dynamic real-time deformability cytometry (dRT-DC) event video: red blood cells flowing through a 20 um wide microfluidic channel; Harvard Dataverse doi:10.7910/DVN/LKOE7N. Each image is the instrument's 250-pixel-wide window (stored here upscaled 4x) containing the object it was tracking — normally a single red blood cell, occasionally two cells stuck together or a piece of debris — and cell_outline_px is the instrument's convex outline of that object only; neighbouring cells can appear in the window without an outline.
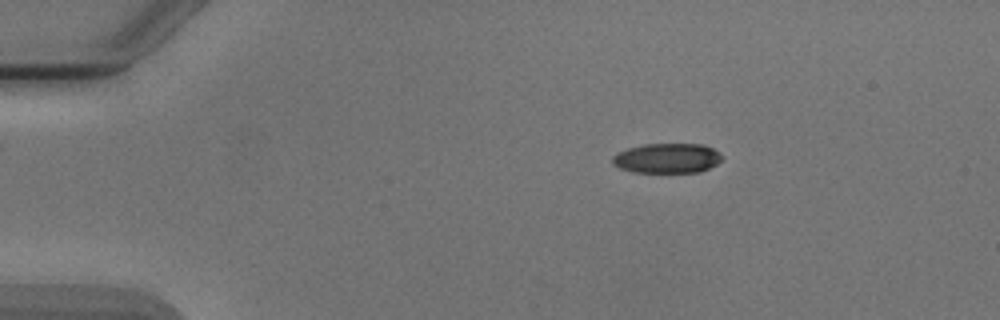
{"species": "Egyptian fruit bat (a non-hibernating species)", "species_latin": "Rousettus aegyptiacus", "temperature_condition": "cold", "stored_images_in_passage": 3, "camera_frame_rate_fps": 3000, "um_per_image_px": 0.085, "animal": {"sex": "male"}, "frame": {"image": 1, "passage_image": 1, "time_ms": 0.0, "image_size_px": [1000, 320], "cell_outline_px": [[724, 156], [716, 164], [700, 172], [632, 172], [620, 168], [612, 164], [612, 156], [616, 152], [628, 148], [644, 144], [704, 144], [720, 152]], "centroid_in_image_um": [56.69, 13.44], "position_along_channel_um": 28.3, "area_um2": 19.19}}